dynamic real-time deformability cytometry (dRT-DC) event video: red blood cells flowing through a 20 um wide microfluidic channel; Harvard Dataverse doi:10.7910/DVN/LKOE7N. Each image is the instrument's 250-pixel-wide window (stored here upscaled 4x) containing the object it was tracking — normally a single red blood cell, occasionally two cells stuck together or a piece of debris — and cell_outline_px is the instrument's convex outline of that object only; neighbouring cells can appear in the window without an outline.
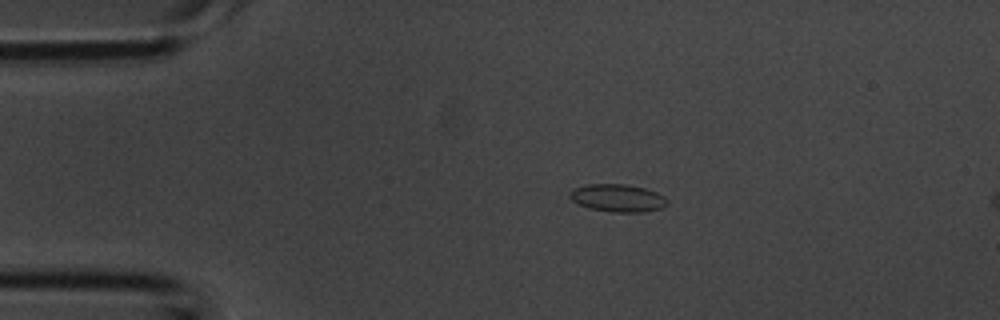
{"species": "common noctule bat (a hibernating species)", "species_latin": "Nyctalus noctula", "temperature_condition": "room temperature", "stored_images_in_passage": 3, "camera_frame_rate_fps": 3000, "um_per_image_px": 0.085, "animal": {"sex": "male", "body_mass_g": 20.1, "forearm_length_mm": 53.5}, "frame": {"image": 1, "passage_image": 3, "time_ms": 0.667, "image_size_px": [1000, 320], "cell_outline_px": [[668, 204], [660, 208], [644, 212], [612, 212], [588, 208], [572, 200], [568, 196], [568, 192], [572, 188], [588, 184], [624, 184], [644, 188], [656, 192], [664, 196], [668, 200]], "centroid_in_image_um": [52.48, 16.83], "position_along_channel_um": 32.5, "area_um2": 15.78}}